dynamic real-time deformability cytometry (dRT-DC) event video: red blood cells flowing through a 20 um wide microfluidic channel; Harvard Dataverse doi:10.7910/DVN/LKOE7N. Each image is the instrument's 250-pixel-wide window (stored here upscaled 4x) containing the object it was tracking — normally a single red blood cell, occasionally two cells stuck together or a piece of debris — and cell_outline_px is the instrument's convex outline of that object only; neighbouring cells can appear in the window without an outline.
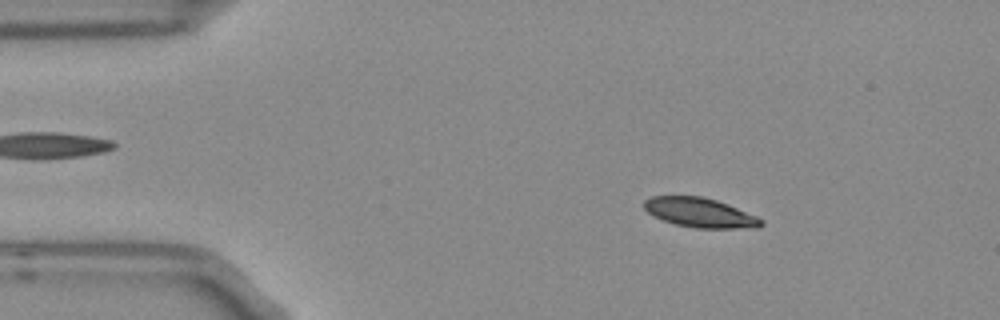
{"species": "Egyptian fruit bat (a non-hibernating species)", "species_latin": "Rousettus aegyptiacus", "temperature_condition": "room temperature", "stored_images_in_passage": 4, "camera_frame_rate_fps": 3000, "um_per_image_px": 0.085, "frame": {"image": 1, "passage_image": 2, "time_ms": 0.333, "image_size_px": [1000, 320], "cell_outline_px": [[764, 224], [760, 228], [696, 228], [676, 224], [652, 216], [644, 208], [644, 200], [652, 196], [704, 196], [728, 204], [756, 216], [764, 220]], "centroid_in_image_um": [59.52, 18.07], "position_along_channel_um": 25.5, "area_um2": 20.17}}
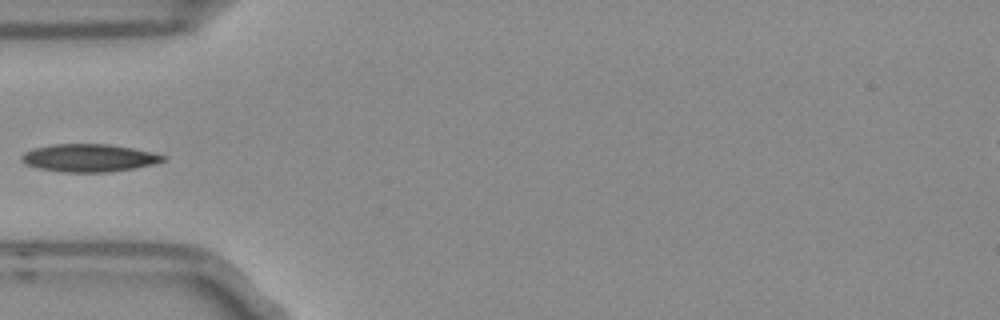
{"frame": {"image": 2, "passage_image": 4, "time_ms": 1.0, "image_size_px": [1000, 320], "cell_outline_px": [[168, 160], [136, 168], [108, 172], [60, 172], [40, 168], [28, 164], [20, 160], [20, 156], [24, 152], [32, 148], [52, 144], [108, 144], [132, 148], [168, 156]], "centroid_in_image_um": [7.57, 13.42], "position_along_channel_um": 77.4, "area_um2": 22.95}}